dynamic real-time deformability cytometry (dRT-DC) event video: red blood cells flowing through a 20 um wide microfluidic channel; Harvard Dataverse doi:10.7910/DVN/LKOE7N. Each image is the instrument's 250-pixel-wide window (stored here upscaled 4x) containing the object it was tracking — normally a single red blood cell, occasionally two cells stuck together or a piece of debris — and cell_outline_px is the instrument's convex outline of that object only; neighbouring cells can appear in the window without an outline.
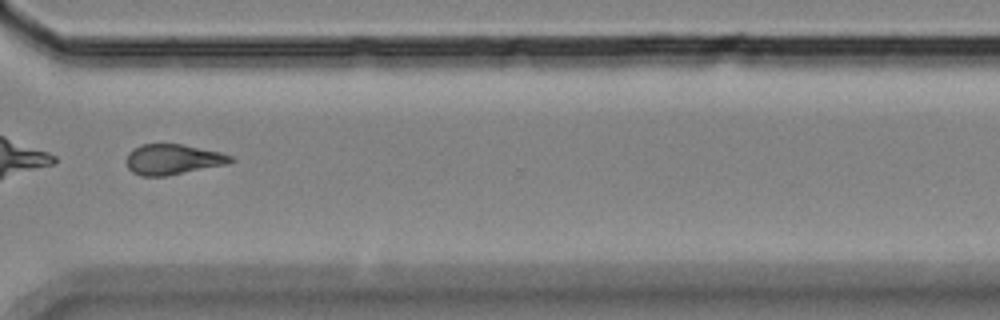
{"species": "Egyptian fruit bat (a non-hibernating species)", "species_latin": "Rousettus aegyptiacus", "temperature_condition": "room temperature", "stored_images_in_passage": 36, "camera_frame_rate_fps": 3000, "um_per_image_px": 0.085, "animal": {"sex": "female"}, "frame": {"image": 1, "passage_image": 26, "time_ms": 8.333, "image_size_px": [1000, 320], "cell_outline_px": [[236, 160], [228, 164], [168, 176], [140, 176], [132, 172], [128, 168], [128, 152], [132, 148], [140, 144], [180, 144], [220, 152], [232, 156]], "centroid_in_image_um": [14.7, 13.55], "position_along_channel_um": 355.9, "area_um2": 18.55}, "authors_computed_cell_mechanics": {"area_um2": 18.8139, "velocity_mm_per_s": 3.5589, "shape_relaxation_time_tau1_ms": 9.8901, "shape_relaxation_time_tau2_ms": 2.1001, "deformation_change_tau1": 0.2045, "deformation_change_tau2": 0.1035}}